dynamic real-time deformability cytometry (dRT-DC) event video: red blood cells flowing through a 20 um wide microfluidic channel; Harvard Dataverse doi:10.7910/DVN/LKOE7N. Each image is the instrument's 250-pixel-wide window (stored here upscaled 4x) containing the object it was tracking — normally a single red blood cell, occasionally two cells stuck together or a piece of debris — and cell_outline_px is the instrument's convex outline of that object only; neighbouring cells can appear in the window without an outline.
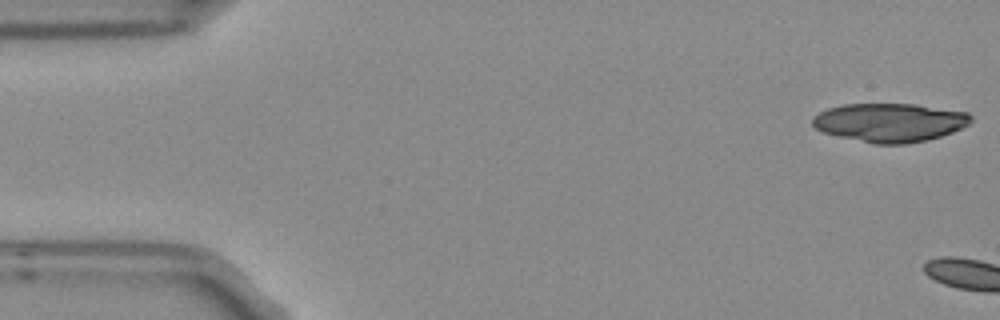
{"species": "Egyptian fruit bat (a non-hibernating species)", "species_latin": "Rousettus aegyptiacus", "temperature_condition": "room temperature", "stored_images_in_passage": 4, "camera_frame_rate_fps": 3000, "um_per_image_px": 0.085, "frame": {"image": 1, "passage_image": 1, "time_ms": 0.0, "image_size_px": [1000, 320], "cell_outline_px": [[972, 120], [968, 124], [952, 132], [928, 140], [908, 144], [872, 144], [824, 132], [816, 128], [812, 124], [812, 116], [828, 108], [844, 104], [916, 104], [968, 112], [972, 116]], "centroid_in_image_um": [75.64, 10.41], "position_along_channel_um": 9.4, "area_um2": 35.72}}